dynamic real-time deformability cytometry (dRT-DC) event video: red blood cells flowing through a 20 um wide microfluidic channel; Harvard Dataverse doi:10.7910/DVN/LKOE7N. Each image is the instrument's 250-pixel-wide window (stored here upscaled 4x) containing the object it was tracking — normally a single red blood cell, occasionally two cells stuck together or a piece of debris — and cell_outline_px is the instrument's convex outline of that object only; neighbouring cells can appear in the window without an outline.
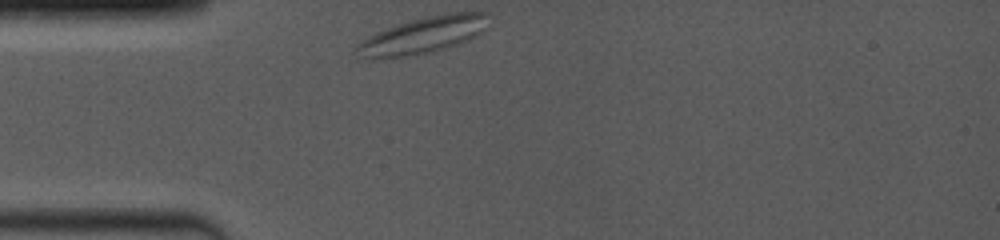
{"species": "common noctule bat (a hibernating species)", "species_latin": "Nyctalus noctula", "temperature_condition": "room temperature", "stored_images_in_passage": 31, "camera_frame_rate_fps": 4000, "um_per_image_px": 0.085, "animal": {"sex": "female", "body_mass_g": 19.0, "forearm_length_mm": 53.3}, "frame": {"image": 1, "passage_image": 1, "time_ms": 0.0, "image_size_px": [1000, 240], "cell_outline_px": [[488, 28], [484, 32], [476, 36], [456, 44], [444, 48], [428, 52], [408, 56], [372, 60], [368, 60], [356, 56], [356, 44], [368, 36], [388, 28], [412, 20], [428, 16], [448, 12], [488, 12]], "centroid_in_image_um": [35.95, 3.0], "position_along_channel_um": 49.1, "area_um2": 28.21}}
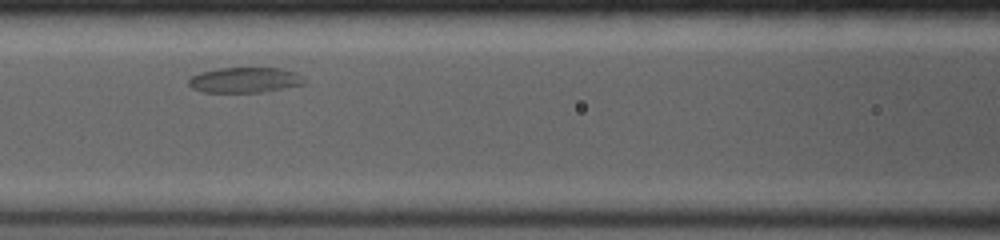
{"frame": {"image": 2, "passage_image": 23, "time_ms": 3.0, "image_size_px": [1000, 240], "cell_outline_px": [[308, 80], [304, 84], [284, 88], [260, 92], [204, 92], [192, 88], [188, 84], [188, 80], [192, 76], [200, 72], [220, 68], [280, 68], [296, 72], [304, 76]], "centroid_in_image_um": [20.85, 6.79], "position_along_channel_um": 145.7, "area_um2": 17.17}}
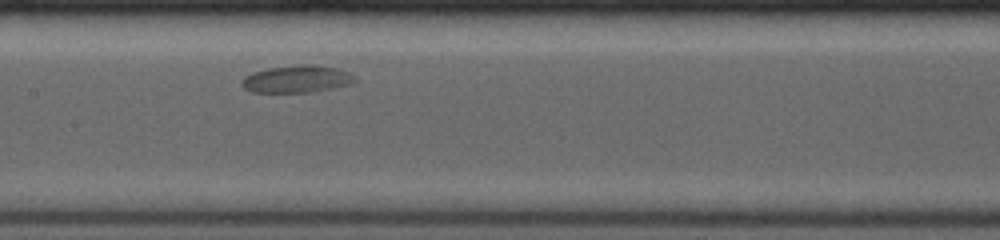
{"frame": {"image": 3, "passage_image": 30, "time_ms": 4.0, "image_size_px": [1000, 240], "cell_outline_px": [[356, 80], [352, 84], [312, 92], [252, 92], [244, 88], [240, 84], [240, 80], [244, 76], [252, 72], [268, 68], [300, 64], [312, 64], [336, 68], [348, 72]], "centroid_in_image_um": [25.18, 6.71], "position_along_channel_um": 182.2, "area_um2": 18.03}}